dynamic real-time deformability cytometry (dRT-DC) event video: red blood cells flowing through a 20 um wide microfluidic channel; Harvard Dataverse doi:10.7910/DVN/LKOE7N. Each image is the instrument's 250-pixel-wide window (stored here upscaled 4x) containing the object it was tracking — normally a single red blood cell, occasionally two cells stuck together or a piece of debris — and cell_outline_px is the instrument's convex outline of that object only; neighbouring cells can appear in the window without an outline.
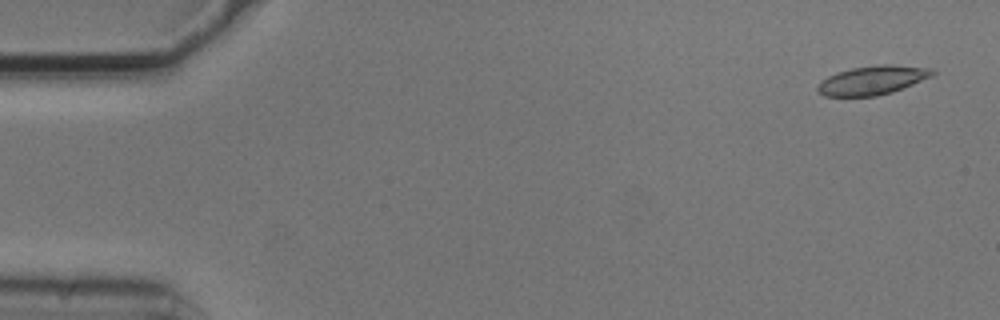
{"species": "common noctule bat (a hibernating species)", "species_latin": "Nyctalus noctula", "temperature_condition": "cold", "stored_images_in_passage": 4, "camera_frame_rate_fps": 3000, "um_per_image_px": 0.085, "animal": {"sex": "male", "body_mass_g": 20.5, "forearm_length_mm": 52.5}, "frame": {"image": 1, "passage_image": 1, "time_ms": 0.0, "image_size_px": [1000, 320], "cell_outline_px": [[936, 72], [932, 76], [892, 92], [876, 96], [824, 96], [816, 92], [816, 88], [820, 80], [836, 72], [852, 68], [880, 64], [888, 64], [932, 68]], "centroid_in_image_um": [74.11, 6.82], "position_along_channel_um": 10.9, "area_um2": 19.42}}
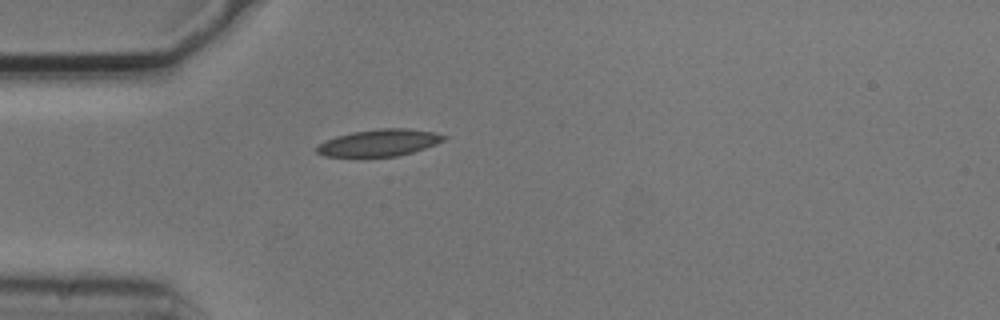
{"frame": {"image": 2, "passage_image": 4, "time_ms": 1.0, "image_size_px": [1000, 320], "cell_outline_px": [[448, 136], [444, 140], [436, 144], [412, 152], [396, 156], [324, 156], [316, 152], [312, 148], [316, 144], [324, 140], [336, 136], [352, 132], [380, 128], [408, 128], [436, 132]], "centroid_in_image_um": [32.19, 12.12], "position_along_channel_um": 52.8, "area_um2": 20.06}}